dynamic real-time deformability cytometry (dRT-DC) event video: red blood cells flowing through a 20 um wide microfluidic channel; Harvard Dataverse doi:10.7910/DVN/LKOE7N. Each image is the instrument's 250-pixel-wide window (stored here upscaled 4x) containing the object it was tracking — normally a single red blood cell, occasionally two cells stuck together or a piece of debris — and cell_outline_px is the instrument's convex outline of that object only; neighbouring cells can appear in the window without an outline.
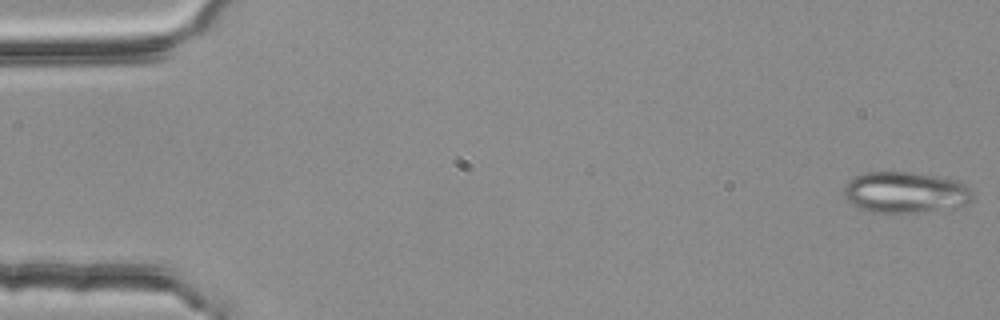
{"species": "common noctule bat (a hibernating species)", "species_latin": "Nyctalus noctula", "temperature_condition": "room temperature", "stored_images_in_passage": 4, "camera_frame_rate_fps": 3000, "um_per_image_px": 0.085, "animal": {"sex": "female", "body_mass_g": 25.1}, "frame": {"image": 1, "passage_image": 1, "time_ms": 0.0, "image_size_px": [1000, 320], "cell_outline_px": [[972, 200], [968, 204], [956, 208], [920, 212], [872, 212], [860, 208], [852, 204], [844, 196], [844, 188], [848, 180], [864, 172], [912, 172], [960, 180], [972, 188]], "centroid_in_image_um": [77.01, 16.35], "position_along_channel_um": 8.0, "area_um2": 31.21}}